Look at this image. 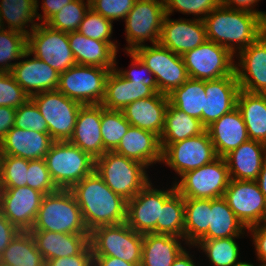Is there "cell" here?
<instances>
[{
	"instance_id": "53",
	"label": "cell",
	"mask_w": 266,
	"mask_h": 266,
	"mask_svg": "<svg viewBox=\"0 0 266 266\" xmlns=\"http://www.w3.org/2000/svg\"><path fill=\"white\" fill-rule=\"evenodd\" d=\"M252 234L253 244L260 263H266V223L253 225L247 228Z\"/></svg>"
},
{
	"instance_id": "7",
	"label": "cell",
	"mask_w": 266,
	"mask_h": 266,
	"mask_svg": "<svg viewBox=\"0 0 266 266\" xmlns=\"http://www.w3.org/2000/svg\"><path fill=\"white\" fill-rule=\"evenodd\" d=\"M112 69L75 64L60 73L58 91L82 105L101 104Z\"/></svg>"
},
{
	"instance_id": "30",
	"label": "cell",
	"mask_w": 266,
	"mask_h": 266,
	"mask_svg": "<svg viewBox=\"0 0 266 266\" xmlns=\"http://www.w3.org/2000/svg\"><path fill=\"white\" fill-rule=\"evenodd\" d=\"M154 94L150 87L129 81L114 68L107 76L105 97L101 105L110 110H123L130 103Z\"/></svg>"
},
{
	"instance_id": "25",
	"label": "cell",
	"mask_w": 266,
	"mask_h": 266,
	"mask_svg": "<svg viewBox=\"0 0 266 266\" xmlns=\"http://www.w3.org/2000/svg\"><path fill=\"white\" fill-rule=\"evenodd\" d=\"M219 157H225L249 140L247 128L237 107L206 128Z\"/></svg>"
},
{
	"instance_id": "15",
	"label": "cell",
	"mask_w": 266,
	"mask_h": 266,
	"mask_svg": "<svg viewBox=\"0 0 266 266\" xmlns=\"http://www.w3.org/2000/svg\"><path fill=\"white\" fill-rule=\"evenodd\" d=\"M223 198L246 228L266 223V198L256 181L231 179Z\"/></svg>"
},
{
	"instance_id": "29",
	"label": "cell",
	"mask_w": 266,
	"mask_h": 266,
	"mask_svg": "<svg viewBox=\"0 0 266 266\" xmlns=\"http://www.w3.org/2000/svg\"><path fill=\"white\" fill-rule=\"evenodd\" d=\"M76 64L114 69L117 50L108 42L85 37L78 31L68 33Z\"/></svg>"
},
{
	"instance_id": "60",
	"label": "cell",
	"mask_w": 266,
	"mask_h": 266,
	"mask_svg": "<svg viewBox=\"0 0 266 266\" xmlns=\"http://www.w3.org/2000/svg\"><path fill=\"white\" fill-rule=\"evenodd\" d=\"M260 191L264 194L266 198V159L263 162L262 169L256 179Z\"/></svg>"
},
{
	"instance_id": "62",
	"label": "cell",
	"mask_w": 266,
	"mask_h": 266,
	"mask_svg": "<svg viewBox=\"0 0 266 266\" xmlns=\"http://www.w3.org/2000/svg\"><path fill=\"white\" fill-rule=\"evenodd\" d=\"M5 27L3 26L2 20H1V15H0V31L3 30Z\"/></svg>"
},
{
	"instance_id": "18",
	"label": "cell",
	"mask_w": 266,
	"mask_h": 266,
	"mask_svg": "<svg viewBox=\"0 0 266 266\" xmlns=\"http://www.w3.org/2000/svg\"><path fill=\"white\" fill-rule=\"evenodd\" d=\"M237 53L240 59L235 64V74L240 89L266 94V32Z\"/></svg>"
},
{
	"instance_id": "6",
	"label": "cell",
	"mask_w": 266,
	"mask_h": 266,
	"mask_svg": "<svg viewBox=\"0 0 266 266\" xmlns=\"http://www.w3.org/2000/svg\"><path fill=\"white\" fill-rule=\"evenodd\" d=\"M142 244L143 234L134 231L126 222L100 226L90 232L93 256H110L141 264Z\"/></svg>"
},
{
	"instance_id": "44",
	"label": "cell",
	"mask_w": 266,
	"mask_h": 266,
	"mask_svg": "<svg viewBox=\"0 0 266 266\" xmlns=\"http://www.w3.org/2000/svg\"><path fill=\"white\" fill-rule=\"evenodd\" d=\"M29 160L11 155L0 158V188H15L27 185Z\"/></svg>"
},
{
	"instance_id": "36",
	"label": "cell",
	"mask_w": 266,
	"mask_h": 266,
	"mask_svg": "<svg viewBox=\"0 0 266 266\" xmlns=\"http://www.w3.org/2000/svg\"><path fill=\"white\" fill-rule=\"evenodd\" d=\"M38 6V0H1L0 15L3 26L6 21V28L28 36L38 24L34 23L35 19H38ZM28 23H31V29L26 30Z\"/></svg>"
},
{
	"instance_id": "17",
	"label": "cell",
	"mask_w": 266,
	"mask_h": 266,
	"mask_svg": "<svg viewBox=\"0 0 266 266\" xmlns=\"http://www.w3.org/2000/svg\"><path fill=\"white\" fill-rule=\"evenodd\" d=\"M44 194L29 186L0 188V212L20 231H30Z\"/></svg>"
},
{
	"instance_id": "9",
	"label": "cell",
	"mask_w": 266,
	"mask_h": 266,
	"mask_svg": "<svg viewBox=\"0 0 266 266\" xmlns=\"http://www.w3.org/2000/svg\"><path fill=\"white\" fill-rule=\"evenodd\" d=\"M230 180L227 162L218 156L212 162L184 173L180 182L174 184L184 198L216 199L223 197Z\"/></svg>"
},
{
	"instance_id": "2",
	"label": "cell",
	"mask_w": 266,
	"mask_h": 266,
	"mask_svg": "<svg viewBox=\"0 0 266 266\" xmlns=\"http://www.w3.org/2000/svg\"><path fill=\"white\" fill-rule=\"evenodd\" d=\"M207 40L236 51L249 46L266 32V21L256 13L218 5L203 19Z\"/></svg>"
},
{
	"instance_id": "19",
	"label": "cell",
	"mask_w": 266,
	"mask_h": 266,
	"mask_svg": "<svg viewBox=\"0 0 266 266\" xmlns=\"http://www.w3.org/2000/svg\"><path fill=\"white\" fill-rule=\"evenodd\" d=\"M207 40L204 21L201 19H170L165 15L159 44L178 55L203 44Z\"/></svg>"
},
{
	"instance_id": "3",
	"label": "cell",
	"mask_w": 266,
	"mask_h": 266,
	"mask_svg": "<svg viewBox=\"0 0 266 266\" xmlns=\"http://www.w3.org/2000/svg\"><path fill=\"white\" fill-rule=\"evenodd\" d=\"M31 230L66 234H90L81 209L70 189H58L43 196Z\"/></svg>"
},
{
	"instance_id": "41",
	"label": "cell",
	"mask_w": 266,
	"mask_h": 266,
	"mask_svg": "<svg viewBox=\"0 0 266 266\" xmlns=\"http://www.w3.org/2000/svg\"><path fill=\"white\" fill-rule=\"evenodd\" d=\"M27 36L10 29L0 31V72H11L13 66L20 58H29L31 53L27 50ZM9 62V63H8ZM11 62V63H10Z\"/></svg>"
},
{
	"instance_id": "12",
	"label": "cell",
	"mask_w": 266,
	"mask_h": 266,
	"mask_svg": "<svg viewBox=\"0 0 266 266\" xmlns=\"http://www.w3.org/2000/svg\"><path fill=\"white\" fill-rule=\"evenodd\" d=\"M234 54L222 45L206 40L182 55L189 78L203 81L235 74Z\"/></svg>"
},
{
	"instance_id": "28",
	"label": "cell",
	"mask_w": 266,
	"mask_h": 266,
	"mask_svg": "<svg viewBox=\"0 0 266 266\" xmlns=\"http://www.w3.org/2000/svg\"><path fill=\"white\" fill-rule=\"evenodd\" d=\"M44 261L80 254L90 244V234L30 230Z\"/></svg>"
},
{
	"instance_id": "26",
	"label": "cell",
	"mask_w": 266,
	"mask_h": 266,
	"mask_svg": "<svg viewBox=\"0 0 266 266\" xmlns=\"http://www.w3.org/2000/svg\"><path fill=\"white\" fill-rule=\"evenodd\" d=\"M114 152L141 162L147 168L153 163L162 162L160 137L151 131L132 125L122 137Z\"/></svg>"
},
{
	"instance_id": "38",
	"label": "cell",
	"mask_w": 266,
	"mask_h": 266,
	"mask_svg": "<svg viewBox=\"0 0 266 266\" xmlns=\"http://www.w3.org/2000/svg\"><path fill=\"white\" fill-rule=\"evenodd\" d=\"M206 92L205 81L189 78L180 87L168 94L169 103L187 115L201 120Z\"/></svg>"
},
{
	"instance_id": "13",
	"label": "cell",
	"mask_w": 266,
	"mask_h": 266,
	"mask_svg": "<svg viewBox=\"0 0 266 266\" xmlns=\"http://www.w3.org/2000/svg\"><path fill=\"white\" fill-rule=\"evenodd\" d=\"M27 50L59 74L76 64L69 46L68 33L38 23L27 36Z\"/></svg>"
},
{
	"instance_id": "47",
	"label": "cell",
	"mask_w": 266,
	"mask_h": 266,
	"mask_svg": "<svg viewBox=\"0 0 266 266\" xmlns=\"http://www.w3.org/2000/svg\"><path fill=\"white\" fill-rule=\"evenodd\" d=\"M29 99L11 72H0V106L19 108Z\"/></svg>"
},
{
	"instance_id": "57",
	"label": "cell",
	"mask_w": 266,
	"mask_h": 266,
	"mask_svg": "<svg viewBox=\"0 0 266 266\" xmlns=\"http://www.w3.org/2000/svg\"><path fill=\"white\" fill-rule=\"evenodd\" d=\"M16 108L0 106V141L7 132L14 126Z\"/></svg>"
},
{
	"instance_id": "10",
	"label": "cell",
	"mask_w": 266,
	"mask_h": 266,
	"mask_svg": "<svg viewBox=\"0 0 266 266\" xmlns=\"http://www.w3.org/2000/svg\"><path fill=\"white\" fill-rule=\"evenodd\" d=\"M30 99L36 104L48 125L54 141L72 138L81 103L68 98L58 90L35 94Z\"/></svg>"
},
{
	"instance_id": "39",
	"label": "cell",
	"mask_w": 266,
	"mask_h": 266,
	"mask_svg": "<svg viewBox=\"0 0 266 266\" xmlns=\"http://www.w3.org/2000/svg\"><path fill=\"white\" fill-rule=\"evenodd\" d=\"M184 197L176 190L161 209L156 223V234H168L184 238Z\"/></svg>"
},
{
	"instance_id": "20",
	"label": "cell",
	"mask_w": 266,
	"mask_h": 266,
	"mask_svg": "<svg viewBox=\"0 0 266 266\" xmlns=\"http://www.w3.org/2000/svg\"><path fill=\"white\" fill-rule=\"evenodd\" d=\"M240 90L236 75L205 81L207 98L202 110V124L205 128L237 106Z\"/></svg>"
},
{
	"instance_id": "56",
	"label": "cell",
	"mask_w": 266,
	"mask_h": 266,
	"mask_svg": "<svg viewBox=\"0 0 266 266\" xmlns=\"http://www.w3.org/2000/svg\"><path fill=\"white\" fill-rule=\"evenodd\" d=\"M260 0H220V4L230 9L245 10L259 14L266 21V12L254 9Z\"/></svg>"
},
{
	"instance_id": "34",
	"label": "cell",
	"mask_w": 266,
	"mask_h": 266,
	"mask_svg": "<svg viewBox=\"0 0 266 266\" xmlns=\"http://www.w3.org/2000/svg\"><path fill=\"white\" fill-rule=\"evenodd\" d=\"M205 130L201 120L187 115L169 103L164 130L160 136L161 149L163 150L168 144L202 134Z\"/></svg>"
},
{
	"instance_id": "50",
	"label": "cell",
	"mask_w": 266,
	"mask_h": 266,
	"mask_svg": "<svg viewBox=\"0 0 266 266\" xmlns=\"http://www.w3.org/2000/svg\"><path fill=\"white\" fill-rule=\"evenodd\" d=\"M137 0H90V8L106 19H125Z\"/></svg>"
},
{
	"instance_id": "27",
	"label": "cell",
	"mask_w": 266,
	"mask_h": 266,
	"mask_svg": "<svg viewBox=\"0 0 266 266\" xmlns=\"http://www.w3.org/2000/svg\"><path fill=\"white\" fill-rule=\"evenodd\" d=\"M224 158L231 179L256 181L266 159V144L249 139Z\"/></svg>"
},
{
	"instance_id": "51",
	"label": "cell",
	"mask_w": 266,
	"mask_h": 266,
	"mask_svg": "<svg viewBox=\"0 0 266 266\" xmlns=\"http://www.w3.org/2000/svg\"><path fill=\"white\" fill-rule=\"evenodd\" d=\"M131 59L130 70H120L116 67L117 71L126 79L131 82L142 83L150 87L155 93H160L154 75L148 67L142 63L139 57L133 51H126ZM137 69V70H136ZM146 75V76H145Z\"/></svg>"
},
{
	"instance_id": "42",
	"label": "cell",
	"mask_w": 266,
	"mask_h": 266,
	"mask_svg": "<svg viewBox=\"0 0 266 266\" xmlns=\"http://www.w3.org/2000/svg\"><path fill=\"white\" fill-rule=\"evenodd\" d=\"M130 125L125 119L122 110H110L102 106L101 134L103 154L106 151H114L117 148Z\"/></svg>"
},
{
	"instance_id": "31",
	"label": "cell",
	"mask_w": 266,
	"mask_h": 266,
	"mask_svg": "<svg viewBox=\"0 0 266 266\" xmlns=\"http://www.w3.org/2000/svg\"><path fill=\"white\" fill-rule=\"evenodd\" d=\"M184 238L168 234H143L142 261L140 266H172L184 250Z\"/></svg>"
},
{
	"instance_id": "24",
	"label": "cell",
	"mask_w": 266,
	"mask_h": 266,
	"mask_svg": "<svg viewBox=\"0 0 266 266\" xmlns=\"http://www.w3.org/2000/svg\"><path fill=\"white\" fill-rule=\"evenodd\" d=\"M102 105H82L75 124L72 138L69 142L78 146L94 159L103 155L101 134Z\"/></svg>"
},
{
	"instance_id": "4",
	"label": "cell",
	"mask_w": 266,
	"mask_h": 266,
	"mask_svg": "<svg viewBox=\"0 0 266 266\" xmlns=\"http://www.w3.org/2000/svg\"><path fill=\"white\" fill-rule=\"evenodd\" d=\"M147 167L141 162L106 151L95 159V172L124 200L134 198L149 182Z\"/></svg>"
},
{
	"instance_id": "37",
	"label": "cell",
	"mask_w": 266,
	"mask_h": 266,
	"mask_svg": "<svg viewBox=\"0 0 266 266\" xmlns=\"http://www.w3.org/2000/svg\"><path fill=\"white\" fill-rule=\"evenodd\" d=\"M184 241L194 246L206 233L210 222L211 199L184 198Z\"/></svg>"
},
{
	"instance_id": "5",
	"label": "cell",
	"mask_w": 266,
	"mask_h": 266,
	"mask_svg": "<svg viewBox=\"0 0 266 266\" xmlns=\"http://www.w3.org/2000/svg\"><path fill=\"white\" fill-rule=\"evenodd\" d=\"M44 160L58 189H71L95 171V159L69 141H55Z\"/></svg>"
},
{
	"instance_id": "1",
	"label": "cell",
	"mask_w": 266,
	"mask_h": 266,
	"mask_svg": "<svg viewBox=\"0 0 266 266\" xmlns=\"http://www.w3.org/2000/svg\"><path fill=\"white\" fill-rule=\"evenodd\" d=\"M89 233L100 226L126 222L127 201L94 171L71 189Z\"/></svg>"
},
{
	"instance_id": "58",
	"label": "cell",
	"mask_w": 266,
	"mask_h": 266,
	"mask_svg": "<svg viewBox=\"0 0 266 266\" xmlns=\"http://www.w3.org/2000/svg\"><path fill=\"white\" fill-rule=\"evenodd\" d=\"M140 265L141 264L129 263L116 257L93 256V266H140Z\"/></svg>"
},
{
	"instance_id": "55",
	"label": "cell",
	"mask_w": 266,
	"mask_h": 266,
	"mask_svg": "<svg viewBox=\"0 0 266 266\" xmlns=\"http://www.w3.org/2000/svg\"><path fill=\"white\" fill-rule=\"evenodd\" d=\"M41 10L43 15L37 13L38 20L41 23H46L51 17H53L57 12H59L65 5L71 3L74 0H42Z\"/></svg>"
},
{
	"instance_id": "23",
	"label": "cell",
	"mask_w": 266,
	"mask_h": 266,
	"mask_svg": "<svg viewBox=\"0 0 266 266\" xmlns=\"http://www.w3.org/2000/svg\"><path fill=\"white\" fill-rule=\"evenodd\" d=\"M11 74L30 97L58 89L60 74L35 56L19 61Z\"/></svg>"
},
{
	"instance_id": "49",
	"label": "cell",
	"mask_w": 266,
	"mask_h": 266,
	"mask_svg": "<svg viewBox=\"0 0 266 266\" xmlns=\"http://www.w3.org/2000/svg\"><path fill=\"white\" fill-rule=\"evenodd\" d=\"M27 186L42 192L44 195L58 190L44 159L29 160Z\"/></svg>"
},
{
	"instance_id": "48",
	"label": "cell",
	"mask_w": 266,
	"mask_h": 266,
	"mask_svg": "<svg viewBox=\"0 0 266 266\" xmlns=\"http://www.w3.org/2000/svg\"><path fill=\"white\" fill-rule=\"evenodd\" d=\"M14 126L19 129H31L40 133H48L47 122L31 99L16 108Z\"/></svg>"
},
{
	"instance_id": "11",
	"label": "cell",
	"mask_w": 266,
	"mask_h": 266,
	"mask_svg": "<svg viewBox=\"0 0 266 266\" xmlns=\"http://www.w3.org/2000/svg\"><path fill=\"white\" fill-rule=\"evenodd\" d=\"M165 15L164 0H137L124 20L125 50L133 51L147 40L152 45L158 43Z\"/></svg>"
},
{
	"instance_id": "21",
	"label": "cell",
	"mask_w": 266,
	"mask_h": 266,
	"mask_svg": "<svg viewBox=\"0 0 266 266\" xmlns=\"http://www.w3.org/2000/svg\"><path fill=\"white\" fill-rule=\"evenodd\" d=\"M54 142L49 133L13 126L0 141L1 155H11L27 160L44 159Z\"/></svg>"
},
{
	"instance_id": "46",
	"label": "cell",
	"mask_w": 266,
	"mask_h": 266,
	"mask_svg": "<svg viewBox=\"0 0 266 266\" xmlns=\"http://www.w3.org/2000/svg\"><path fill=\"white\" fill-rule=\"evenodd\" d=\"M164 5L165 12L169 16L175 10L183 14H194L203 20L220 5V0H164Z\"/></svg>"
},
{
	"instance_id": "61",
	"label": "cell",
	"mask_w": 266,
	"mask_h": 266,
	"mask_svg": "<svg viewBox=\"0 0 266 266\" xmlns=\"http://www.w3.org/2000/svg\"><path fill=\"white\" fill-rule=\"evenodd\" d=\"M234 266H255V265L251 264V262L250 263H247V262L239 261Z\"/></svg>"
},
{
	"instance_id": "43",
	"label": "cell",
	"mask_w": 266,
	"mask_h": 266,
	"mask_svg": "<svg viewBox=\"0 0 266 266\" xmlns=\"http://www.w3.org/2000/svg\"><path fill=\"white\" fill-rule=\"evenodd\" d=\"M89 8L90 0L86 2L84 0H74L65 5L45 24L54 30L66 33L77 31Z\"/></svg>"
},
{
	"instance_id": "59",
	"label": "cell",
	"mask_w": 266,
	"mask_h": 266,
	"mask_svg": "<svg viewBox=\"0 0 266 266\" xmlns=\"http://www.w3.org/2000/svg\"><path fill=\"white\" fill-rule=\"evenodd\" d=\"M172 266H196L192 256L188 253L186 248L175 259Z\"/></svg>"
},
{
	"instance_id": "52",
	"label": "cell",
	"mask_w": 266,
	"mask_h": 266,
	"mask_svg": "<svg viewBox=\"0 0 266 266\" xmlns=\"http://www.w3.org/2000/svg\"><path fill=\"white\" fill-rule=\"evenodd\" d=\"M45 266H93V252L89 244L80 254L46 261Z\"/></svg>"
},
{
	"instance_id": "54",
	"label": "cell",
	"mask_w": 266,
	"mask_h": 266,
	"mask_svg": "<svg viewBox=\"0 0 266 266\" xmlns=\"http://www.w3.org/2000/svg\"><path fill=\"white\" fill-rule=\"evenodd\" d=\"M19 232L20 230L0 212V256Z\"/></svg>"
},
{
	"instance_id": "45",
	"label": "cell",
	"mask_w": 266,
	"mask_h": 266,
	"mask_svg": "<svg viewBox=\"0 0 266 266\" xmlns=\"http://www.w3.org/2000/svg\"><path fill=\"white\" fill-rule=\"evenodd\" d=\"M112 23L111 20L89 8L77 31L85 37L108 42L118 51L117 41L115 43L110 39L113 33Z\"/></svg>"
},
{
	"instance_id": "32",
	"label": "cell",
	"mask_w": 266,
	"mask_h": 266,
	"mask_svg": "<svg viewBox=\"0 0 266 266\" xmlns=\"http://www.w3.org/2000/svg\"><path fill=\"white\" fill-rule=\"evenodd\" d=\"M250 140L266 144V94L240 90L237 106Z\"/></svg>"
},
{
	"instance_id": "33",
	"label": "cell",
	"mask_w": 266,
	"mask_h": 266,
	"mask_svg": "<svg viewBox=\"0 0 266 266\" xmlns=\"http://www.w3.org/2000/svg\"><path fill=\"white\" fill-rule=\"evenodd\" d=\"M245 229L223 197L211 199L209 227L200 240L240 237Z\"/></svg>"
},
{
	"instance_id": "16",
	"label": "cell",
	"mask_w": 266,
	"mask_h": 266,
	"mask_svg": "<svg viewBox=\"0 0 266 266\" xmlns=\"http://www.w3.org/2000/svg\"><path fill=\"white\" fill-rule=\"evenodd\" d=\"M168 190L153 188L150 181L134 198L127 201L126 223L134 231L156 233L164 202L176 191L175 184Z\"/></svg>"
},
{
	"instance_id": "35",
	"label": "cell",
	"mask_w": 266,
	"mask_h": 266,
	"mask_svg": "<svg viewBox=\"0 0 266 266\" xmlns=\"http://www.w3.org/2000/svg\"><path fill=\"white\" fill-rule=\"evenodd\" d=\"M2 266H45L46 262L38 251L29 231H20L0 256Z\"/></svg>"
},
{
	"instance_id": "22",
	"label": "cell",
	"mask_w": 266,
	"mask_h": 266,
	"mask_svg": "<svg viewBox=\"0 0 266 266\" xmlns=\"http://www.w3.org/2000/svg\"><path fill=\"white\" fill-rule=\"evenodd\" d=\"M168 105V95L155 93L151 97L130 103L122 112L132 126L151 131L160 137L164 130Z\"/></svg>"
},
{
	"instance_id": "14",
	"label": "cell",
	"mask_w": 266,
	"mask_h": 266,
	"mask_svg": "<svg viewBox=\"0 0 266 266\" xmlns=\"http://www.w3.org/2000/svg\"><path fill=\"white\" fill-rule=\"evenodd\" d=\"M209 133L168 144L162 150V163L172 168L178 176L208 164L217 158Z\"/></svg>"
},
{
	"instance_id": "8",
	"label": "cell",
	"mask_w": 266,
	"mask_h": 266,
	"mask_svg": "<svg viewBox=\"0 0 266 266\" xmlns=\"http://www.w3.org/2000/svg\"><path fill=\"white\" fill-rule=\"evenodd\" d=\"M155 77L160 93L168 95L189 79L181 55L175 54L159 43L142 45L133 50Z\"/></svg>"
},
{
	"instance_id": "40",
	"label": "cell",
	"mask_w": 266,
	"mask_h": 266,
	"mask_svg": "<svg viewBox=\"0 0 266 266\" xmlns=\"http://www.w3.org/2000/svg\"><path fill=\"white\" fill-rule=\"evenodd\" d=\"M239 237L199 240L194 246L203 250L212 266H234L239 260Z\"/></svg>"
}]
</instances>
